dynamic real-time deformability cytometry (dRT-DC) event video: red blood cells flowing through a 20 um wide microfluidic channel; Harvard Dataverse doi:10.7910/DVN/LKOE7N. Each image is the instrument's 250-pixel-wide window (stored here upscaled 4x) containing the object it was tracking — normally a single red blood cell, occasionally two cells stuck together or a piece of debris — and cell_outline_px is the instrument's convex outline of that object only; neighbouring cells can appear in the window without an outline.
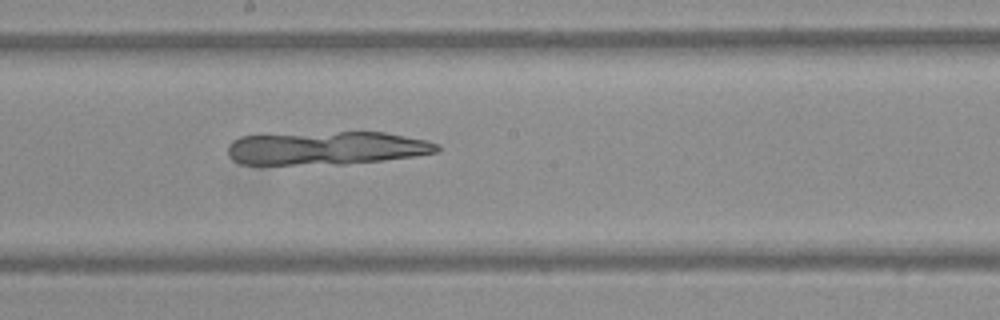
{"species": "Egyptian fruit bat (a non-hibernating species)", "species_latin": "Rousettus aegyptiacus", "temperature_condition": "warm", "stored_images_in_passage": 62, "camera_frame_rate_fps": 3000, "um_per_image_px": 0.085, "frame": {"image": 1, "passage_image": 35, "time_ms": 11.333, "image_size_px": [1000, 320], "cell_outline_px": [[440, 152], [416, 156], [384, 160], [344, 164], [240, 164], [232, 160], [228, 156], [228, 148], [240, 136], [340, 132], [384, 132], [424, 140], [440, 144]], "centroid_in_image_um": [27.81, 12.6], "position_along_channel_um": 220.4, "area_um2": 40.4}}